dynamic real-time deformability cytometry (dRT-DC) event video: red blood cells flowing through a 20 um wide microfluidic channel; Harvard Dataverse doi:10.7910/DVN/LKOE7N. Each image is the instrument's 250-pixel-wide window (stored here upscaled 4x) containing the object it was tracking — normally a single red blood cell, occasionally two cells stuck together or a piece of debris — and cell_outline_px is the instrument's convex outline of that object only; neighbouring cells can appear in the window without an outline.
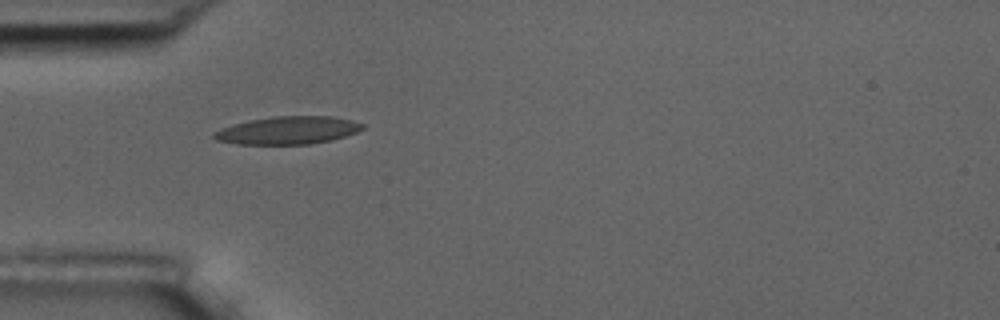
{"species": "common noctule bat (a hibernating species)", "species_latin": "Nyctalus noctula", "temperature_condition": "room temperature", "stored_images_in_passage": 11, "camera_frame_rate_fps": 3000, "um_per_image_px": 0.085, "animal": {"sex": "male", "body_mass_g": 17.5, "forearm_length_mm": 52.3}, "frame": {"image": 1, "passage_image": 1, "time_ms": 0.0, "image_size_px": [1000, 320], "cell_outline_px": [[364, 128], [356, 132], [332, 140], [308, 144], [236, 144], [216, 140], [212, 136], [212, 132], [232, 124], [272, 116], [332, 116], [352, 120], [364, 124]], "centroid_in_image_um": [24.45, 11.07], "position_along_channel_um": 60.5, "area_um2": 24.04}}
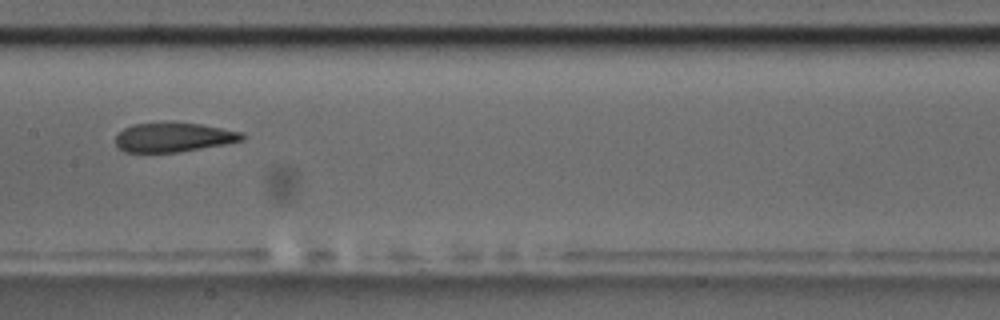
{"frame": {"image": 2, "passage_image": 4, "time_ms": 3.667, "image_size_px": [1000, 320], "cell_outline_px": [[244, 140], [224, 144], [176, 152], [124, 152], [116, 144], [116, 136], [124, 128], [132, 124], [168, 120], [200, 124], [240, 132], [244, 136]], "centroid_in_image_um": [14.7, 11.63], "position_along_channel_um": 192.7, "area_um2": 21.79}}
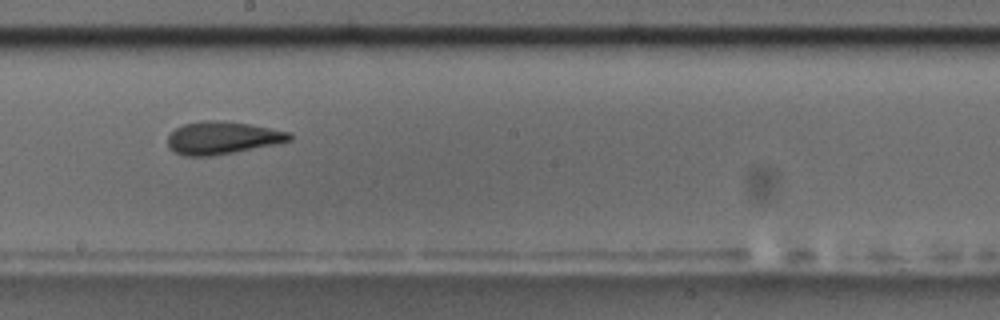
{"frame": {"image": 3, "passage_image": 5, "time_ms": 4.667, "image_size_px": [1000, 320], "cell_outline_px": [[292, 140], [236, 152], [212, 156], [184, 156], [168, 148], [168, 136], [176, 128], [184, 124], [204, 120], [216, 120], [248, 124], [292, 132]], "centroid_in_image_um": [18.89, 11.72], "position_along_channel_um": 229.3, "area_um2": 23.06}, "authors_computed_cell_mechanics": {"area_um2": 23.0622, "velocity_mm_per_s": 3.6715, "shape_relaxation_time_tau1_ms": 5.8854, "shape_relaxation_time_tau2_ms": null, "deformation_change_tau1": 0.1549, "deformation_change_tau2": null}}